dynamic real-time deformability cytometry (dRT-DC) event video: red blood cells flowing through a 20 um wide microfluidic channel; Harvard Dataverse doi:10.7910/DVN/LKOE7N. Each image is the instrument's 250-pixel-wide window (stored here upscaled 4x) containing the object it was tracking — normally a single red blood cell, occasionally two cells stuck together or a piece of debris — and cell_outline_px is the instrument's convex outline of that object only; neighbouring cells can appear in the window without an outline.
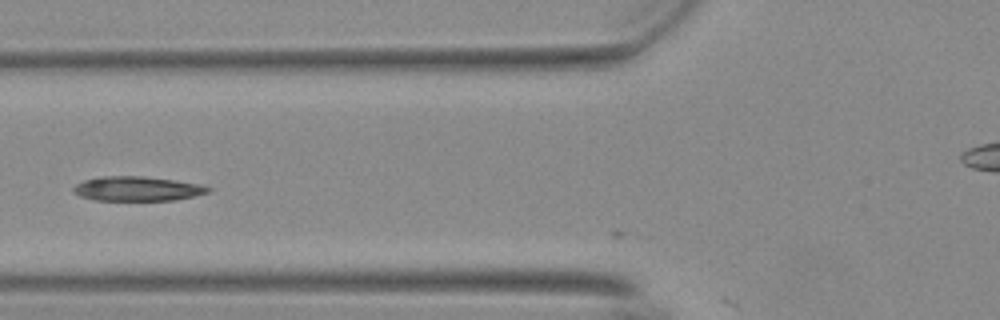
{"species": "Egyptian fruit bat (a non-hibernating species)", "species_latin": "Rousettus aegyptiacus", "temperature_condition": "warm", "stored_images_in_passage": 4, "camera_frame_rate_fps": 3000, "um_per_image_px": 0.085, "animal": {"sex": "female"}, "frame": {"image": 1, "passage_image": 3, "time_ms": 0.667, "image_size_px": [1000, 320], "cell_outline_px": [[212, 192], [196, 196], [176, 200], [96, 200], [80, 196], [72, 192], [72, 188], [76, 184], [84, 180], [100, 176], [144, 176], [200, 184], [212, 188]], "centroid_in_image_um": [11.69, 16.04], "position_along_channel_um": 114.1, "area_um2": 19.36}}